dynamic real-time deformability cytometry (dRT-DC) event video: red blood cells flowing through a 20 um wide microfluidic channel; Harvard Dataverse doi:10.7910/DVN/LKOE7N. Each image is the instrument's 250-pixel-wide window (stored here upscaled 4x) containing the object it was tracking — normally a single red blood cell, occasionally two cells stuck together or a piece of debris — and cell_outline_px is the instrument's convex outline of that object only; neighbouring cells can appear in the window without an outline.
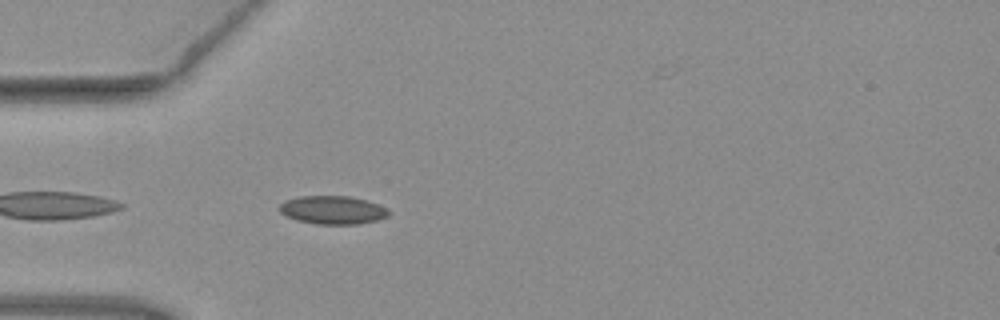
{"species": "common noctule bat (a hibernating species)", "species_latin": "Nyctalus noctula", "temperature_condition": "warm", "stored_images_in_passage": 38, "camera_frame_rate_fps": 3000, "um_per_image_px": 0.085, "animal": {"sex": "female", "body_mass_g": 19.3, "forearm_length_mm": 54.1}, "frame": {"image": 1, "passage_image": 2, "time_ms": 0.333, "image_size_px": [1000, 320], "cell_outline_px": [[392, 212], [388, 216], [376, 220], [360, 224], [316, 224], [296, 220], [280, 212], [280, 204], [284, 200], [300, 196], [348, 196], [364, 200], [388, 208]], "centroid_in_image_um": [28.29, 17.85], "position_along_channel_um": 56.7, "area_um2": 17.98}}
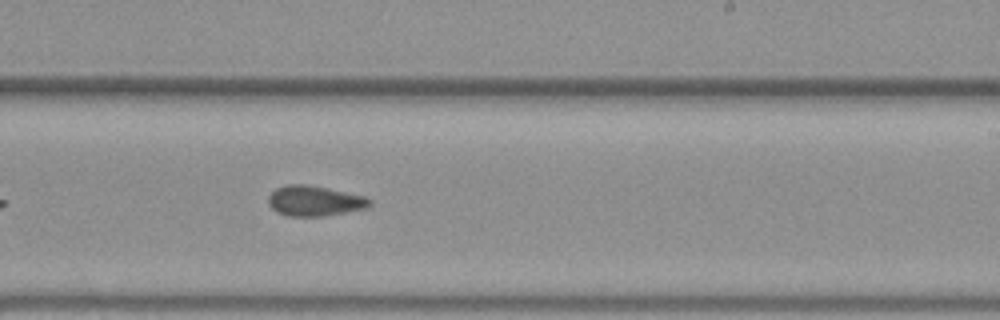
{"frame": {"image": 2, "passage_image": 18, "time_ms": 5.667, "image_size_px": [1000, 320], "cell_outline_px": [[372, 204], [368, 208], [324, 216], [288, 216], [276, 212], [268, 204], [268, 196], [276, 188], [288, 184], [308, 184], [328, 188], [364, 196], [372, 200]], "centroid_in_image_um": [26.74, 17.07], "position_along_channel_um": 262.3, "area_um2": 18.03}}
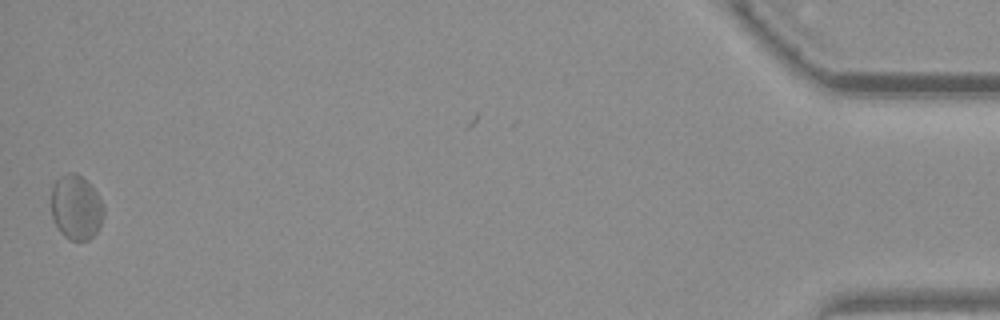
{"frame": {"image": 3, "passage_image": 38, "time_ms": 12.333, "image_size_px": [1000, 320], "cell_outline_px": [[104, 216], [96, 232], [88, 240], [72, 240], [64, 236], [60, 232], [52, 220], [52, 184], [60, 176], [68, 172], [76, 172], [96, 192], [104, 208]], "centroid_in_image_um": [6.45, 17.63], "position_along_channel_um": 428.8, "area_um2": 19.65}, "authors_computed_cell_mechanics": {"area_um2": 17.8313, "velocity_mm_per_s": 3.9566, "shape_relaxation_time_tau1_ms": null, "shape_relaxation_time_tau2_ms": 1.9252, "deformation_change_tau1": null, "deformation_change_tau2": 0.0593}}